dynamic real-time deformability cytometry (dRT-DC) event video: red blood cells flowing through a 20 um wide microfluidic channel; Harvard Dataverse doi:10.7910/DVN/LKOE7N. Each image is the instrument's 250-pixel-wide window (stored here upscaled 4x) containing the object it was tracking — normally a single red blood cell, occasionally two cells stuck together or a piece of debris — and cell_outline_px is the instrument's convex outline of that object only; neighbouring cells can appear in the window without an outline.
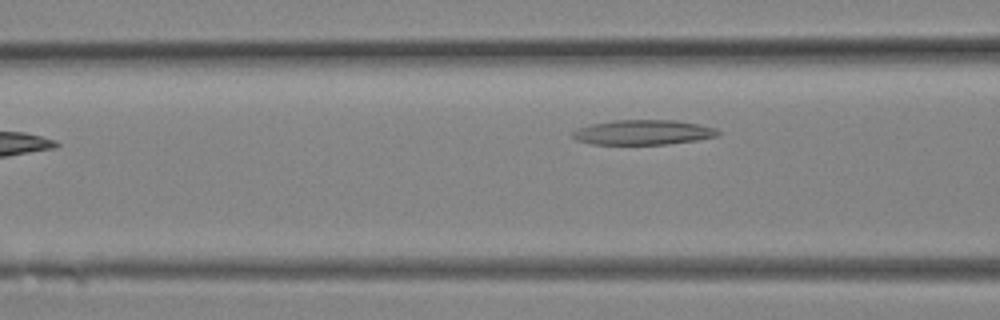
{"species": "Egyptian fruit bat (a non-hibernating species)", "species_latin": "Rousettus aegyptiacus", "temperature_condition": "room temperature", "stored_images_in_passage": 12, "camera_frame_rate_fps": 3000, "um_per_image_px": 0.085, "animal": {"sex": "female"}, "frame": {"image": 1, "passage_image": 12, "time_ms": 3.667, "image_size_px": [1000, 320], "cell_outline_px": [[720, 132], [716, 136], [696, 140], [668, 144], [592, 144], [576, 140], [572, 136], [572, 132], [576, 128], [592, 124], [612, 120], [676, 120], [700, 124], [716, 128]], "centroid_in_image_um": [54.65, 11.24], "position_along_channel_um": 112.0, "area_um2": 21.1}}